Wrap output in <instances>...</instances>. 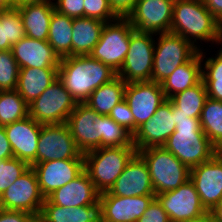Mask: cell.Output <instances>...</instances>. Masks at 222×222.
<instances>
[{"label":"cell","mask_w":222,"mask_h":222,"mask_svg":"<svg viewBox=\"0 0 222 222\" xmlns=\"http://www.w3.org/2000/svg\"><path fill=\"white\" fill-rule=\"evenodd\" d=\"M116 77V71L90 55L62 58L58 67V78L76 103H85L94 90Z\"/></svg>","instance_id":"cell-1"},{"label":"cell","mask_w":222,"mask_h":222,"mask_svg":"<svg viewBox=\"0 0 222 222\" xmlns=\"http://www.w3.org/2000/svg\"><path fill=\"white\" fill-rule=\"evenodd\" d=\"M172 114L176 128L163 147L179 161L191 169L207 162L219 151L201 129L200 119L188 118L184 113H179L173 103Z\"/></svg>","instance_id":"cell-2"},{"label":"cell","mask_w":222,"mask_h":222,"mask_svg":"<svg viewBox=\"0 0 222 222\" xmlns=\"http://www.w3.org/2000/svg\"><path fill=\"white\" fill-rule=\"evenodd\" d=\"M170 32L182 36L196 47V40L222 45V25L202 0L175 1Z\"/></svg>","instance_id":"cell-3"},{"label":"cell","mask_w":222,"mask_h":222,"mask_svg":"<svg viewBox=\"0 0 222 222\" xmlns=\"http://www.w3.org/2000/svg\"><path fill=\"white\" fill-rule=\"evenodd\" d=\"M137 153L135 147H101L83 154L84 170L96 189L109 191L128 162Z\"/></svg>","instance_id":"cell-4"},{"label":"cell","mask_w":222,"mask_h":222,"mask_svg":"<svg viewBox=\"0 0 222 222\" xmlns=\"http://www.w3.org/2000/svg\"><path fill=\"white\" fill-rule=\"evenodd\" d=\"M137 153L147 164L155 195L175 190L190 179L191 169L163 146L141 149Z\"/></svg>","instance_id":"cell-5"},{"label":"cell","mask_w":222,"mask_h":222,"mask_svg":"<svg viewBox=\"0 0 222 222\" xmlns=\"http://www.w3.org/2000/svg\"><path fill=\"white\" fill-rule=\"evenodd\" d=\"M154 47V61L151 81L162 83L178 66L190 60L199 48L178 34H159Z\"/></svg>","instance_id":"cell-6"},{"label":"cell","mask_w":222,"mask_h":222,"mask_svg":"<svg viewBox=\"0 0 222 222\" xmlns=\"http://www.w3.org/2000/svg\"><path fill=\"white\" fill-rule=\"evenodd\" d=\"M134 30L127 18L118 17L105 22L100 39L90 56L118 72L128 53L130 35Z\"/></svg>","instance_id":"cell-7"},{"label":"cell","mask_w":222,"mask_h":222,"mask_svg":"<svg viewBox=\"0 0 222 222\" xmlns=\"http://www.w3.org/2000/svg\"><path fill=\"white\" fill-rule=\"evenodd\" d=\"M76 101L59 78L29 106V116L42 125L66 123L76 107Z\"/></svg>","instance_id":"cell-8"},{"label":"cell","mask_w":222,"mask_h":222,"mask_svg":"<svg viewBox=\"0 0 222 222\" xmlns=\"http://www.w3.org/2000/svg\"><path fill=\"white\" fill-rule=\"evenodd\" d=\"M152 37L154 34L136 30L131 33L128 53L117 72L126 83L151 81L155 47Z\"/></svg>","instance_id":"cell-9"},{"label":"cell","mask_w":222,"mask_h":222,"mask_svg":"<svg viewBox=\"0 0 222 222\" xmlns=\"http://www.w3.org/2000/svg\"><path fill=\"white\" fill-rule=\"evenodd\" d=\"M44 200L45 197L40 191L37 175L30 166L0 196V208L28 212L38 218Z\"/></svg>","instance_id":"cell-10"},{"label":"cell","mask_w":222,"mask_h":222,"mask_svg":"<svg viewBox=\"0 0 222 222\" xmlns=\"http://www.w3.org/2000/svg\"><path fill=\"white\" fill-rule=\"evenodd\" d=\"M84 159L66 123L42 125L36 163L52 160Z\"/></svg>","instance_id":"cell-11"},{"label":"cell","mask_w":222,"mask_h":222,"mask_svg":"<svg viewBox=\"0 0 222 222\" xmlns=\"http://www.w3.org/2000/svg\"><path fill=\"white\" fill-rule=\"evenodd\" d=\"M173 8V0H138L127 19L137 32L158 35L170 32Z\"/></svg>","instance_id":"cell-12"},{"label":"cell","mask_w":222,"mask_h":222,"mask_svg":"<svg viewBox=\"0 0 222 222\" xmlns=\"http://www.w3.org/2000/svg\"><path fill=\"white\" fill-rule=\"evenodd\" d=\"M124 100L134 116V133L149 120L166 100L160 83L153 81L126 84Z\"/></svg>","instance_id":"cell-13"},{"label":"cell","mask_w":222,"mask_h":222,"mask_svg":"<svg viewBox=\"0 0 222 222\" xmlns=\"http://www.w3.org/2000/svg\"><path fill=\"white\" fill-rule=\"evenodd\" d=\"M155 198L167 212L170 222H182L207 212L190 179L175 190L155 195Z\"/></svg>","instance_id":"cell-14"},{"label":"cell","mask_w":222,"mask_h":222,"mask_svg":"<svg viewBox=\"0 0 222 222\" xmlns=\"http://www.w3.org/2000/svg\"><path fill=\"white\" fill-rule=\"evenodd\" d=\"M190 180L203 207L211 211L222 199V152L218 151L207 162L192 167Z\"/></svg>","instance_id":"cell-15"},{"label":"cell","mask_w":222,"mask_h":222,"mask_svg":"<svg viewBox=\"0 0 222 222\" xmlns=\"http://www.w3.org/2000/svg\"><path fill=\"white\" fill-rule=\"evenodd\" d=\"M176 124L172 114V102L166 99L155 114L133 134L136 150L161 147L175 131Z\"/></svg>","instance_id":"cell-16"},{"label":"cell","mask_w":222,"mask_h":222,"mask_svg":"<svg viewBox=\"0 0 222 222\" xmlns=\"http://www.w3.org/2000/svg\"><path fill=\"white\" fill-rule=\"evenodd\" d=\"M31 167L37 175L42 195L47 198L56 189L71 182L84 170V159L45 161Z\"/></svg>","instance_id":"cell-17"},{"label":"cell","mask_w":222,"mask_h":222,"mask_svg":"<svg viewBox=\"0 0 222 222\" xmlns=\"http://www.w3.org/2000/svg\"><path fill=\"white\" fill-rule=\"evenodd\" d=\"M41 126L42 124L37 123L29 115L4 126L14 157L28 163L30 166L36 164Z\"/></svg>","instance_id":"cell-18"},{"label":"cell","mask_w":222,"mask_h":222,"mask_svg":"<svg viewBox=\"0 0 222 222\" xmlns=\"http://www.w3.org/2000/svg\"><path fill=\"white\" fill-rule=\"evenodd\" d=\"M109 192L122 197L155 196L147 164L138 153L128 162Z\"/></svg>","instance_id":"cell-19"},{"label":"cell","mask_w":222,"mask_h":222,"mask_svg":"<svg viewBox=\"0 0 222 222\" xmlns=\"http://www.w3.org/2000/svg\"><path fill=\"white\" fill-rule=\"evenodd\" d=\"M103 222H136L155 196L122 197L109 191L100 193Z\"/></svg>","instance_id":"cell-20"},{"label":"cell","mask_w":222,"mask_h":222,"mask_svg":"<svg viewBox=\"0 0 222 222\" xmlns=\"http://www.w3.org/2000/svg\"><path fill=\"white\" fill-rule=\"evenodd\" d=\"M98 113L85 103H77L66 124L77 148L84 154L98 148Z\"/></svg>","instance_id":"cell-21"},{"label":"cell","mask_w":222,"mask_h":222,"mask_svg":"<svg viewBox=\"0 0 222 222\" xmlns=\"http://www.w3.org/2000/svg\"><path fill=\"white\" fill-rule=\"evenodd\" d=\"M11 51L20 68H58L61 60L48 41L26 36Z\"/></svg>","instance_id":"cell-22"},{"label":"cell","mask_w":222,"mask_h":222,"mask_svg":"<svg viewBox=\"0 0 222 222\" xmlns=\"http://www.w3.org/2000/svg\"><path fill=\"white\" fill-rule=\"evenodd\" d=\"M100 192L96 189L89 175L83 170L76 178L56 189L47 198L58 206L80 207L91 205L99 200Z\"/></svg>","instance_id":"cell-23"},{"label":"cell","mask_w":222,"mask_h":222,"mask_svg":"<svg viewBox=\"0 0 222 222\" xmlns=\"http://www.w3.org/2000/svg\"><path fill=\"white\" fill-rule=\"evenodd\" d=\"M38 222H103L100 199L91 205L64 207L53 204L45 198Z\"/></svg>","instance_id":"cell-24"},{"label":"cell","mask_w":222,"mask_h":222,"mask_svg":"<svg viewBox=\"0 0 222 222\" xmlns=\"http://www.w3.org/2000/svg\"><path fill=\"white\" fill-rule=\"evenodd\" d=\"M204 54L199 51L186 63L178 66L162 83V89L166 99L180 93L187 88L198 84L202 80V62Z\"/></svg>","instance_id":"cell-25"},{"label":"cell","mask_w":222,"mask_h":222,"mask_svg":"<svg viewBox=\"0 0 222 222\" xmlns=\"http://www.w3.org/2000/svg\"><path fill=\"white\" fill-rule=\"evenodd\" d=\"M22 17L26 37L47 41L54 2L26 4L15 7Z\"/></svg>","instance_id":"cell-26"},{"label":"cell","mask_w":222,"mask_h":222,"mask_svg":"<svg viewBox=\"0 0 222 222\" xmlns=\"http://www.w3.org/2000/svg\"><path fill=\"white\" fill-rule=\"evenodd\" d=\"M58 79V68H20L16 91L27 104Z\"/></svg>","instance_id":"cell-27"},{"label":"cell","mask_w":222,"mask_h":222,"mask_svg":"<svg viewBox=\"0 0 222 222\" xmlns=\"http://www.w3.org/2000/svg\"><path fill=\"white\" fill-rule=\"evenodd\" d=\"M105 22L95 18L73 19L72 56L90 55L100 39Z\"/></svg>","instance_id":"cell-28"},{"label":"cell","mask_w":222,"mask_h":222,"mask_svg":"<svg viewBox=\"0 0 222 222\" xmlns=\"http://www.w3.org/2000/svg\"><path fill=\"white\" fill-rule=\"evenodd\" d=\"M126 84L123 79L117 76L112 81L94 90L85 104L99 115L109 116L112 109L124 100Z\"/></svg>","instance_id":"cell-29"},{"label":"cell","mask_w":222,"mask_h":222,"mask_svg":"<svg viewBox=\"0 0 222 222\" xmlns=\"http://www.w3.org/2000/svg\"><path fill=\"white\" fill-rule=\"evenodd\" d=\"M73 19L56 10L51 16L47 41L60 59L72 56Z\"/></svg>","instance_id":"cell-30"},{"label":"cell","mask_w":222,"mask_h":222,"mask_svg":"<svg viewBox=\"0 0 222 222\" xmlns=\"http://www.w3.org/2000/svg\"><path fill=\"white\" fill-rule=\"evenodd\" d=\"M98 148L134 147L133 135L106 115H98Z\"/></svg>","instance_id":"cell-31"},{"label":"cell","mask_w":222,"mask_h":222,"mask_svg":"<svg viewBox=\"0 0 222 222\" xmlns=\"http://www.w3.org/2000/svg\"><path fill=\"white\" fill-rule=\"evenodd\" d=\"M201 129L211 143L222 150V101L207 98L200 115Z\"/></svg>","instance_id":"cell-32"},{"label":"cell","mask_w":222,"mask_h":222,"mask_svg":"<svg viewBox=\"0 0 222 222\" xmlns=\"http://www.w3.org/2000/svg\"><path fill=\"white\" fill-rule=\"evenodd\" d=\"M207 98L205 84L201 80L198 84L177 93L169 100L178 108L179 113H184L188 118L199 119Z\"/></svg>","instance_id":"cell-33"},{"label":"cell","mask_w":222,"mask_h":222,"mask_svg":"<svg viewBox=\"0 0 222 222\" xmlns=\"http://www.w3.org/2000/svg\"><path fill=\"white\" fill-rule=\"evenodd\" d=\"M29 115V106L16 90L0 91V126H6Z\"/></svg>","instance_id":"cell-34"},{"label":"cell","mask_w":222,"mask_h":222,"mask_svg":"<svg viewBox=\"0 0 222 222\" xmlns=\"http://www.w3.org/2000/svg\"><path fill=\"white\" fill-rule=\"evenodd\" d=\"M19 71L12 51H0V91L16 90Z\"/></svg>","instance_id":"cell-35"},{"label":"cell","mask_w":222,"mask_h":222,"mask_svg":"<svg viewBox=\"0 0 222 222\" xmlns=\"http://www.w3.org/2000/svg\"><path fill=\"white\" fill-rule=\"evenodd\" d=\"M30 165L18 158L2 160L0 163V196L10 187Z\"/></svg>","instance_id":"cell-36"},{"label":"cell","mask_w":222,"mask_h":222,"mask_svg":"<svg viewBox=\"0 0 222 222\" xmlns=\"http://www.w3.org/2000/svg\"><path fill=\"white\" fill-rule=\"evenodd\" d=\"M5 32L6 42L11 46L26 36L22 17L16 8L5 10Z\"/></svg>","instance_id":"cell-37"},{"label":"cell","mask_w":222,"mask_h":222,"mask_svg":"<svg viewBox=\"0 0 222 222\" xmlns=\"http://www.w3.org/2000/svg\"><path fill=\"white\" fill-rule=\"evenodd\" d=\"M84 17L111 22L118 17L110 8L108 0H84Z\"/></svg>","instance_id":"cell-38"},{"label":"cell","mask_w":222,"mask_h":222,"mask_svg":"<svg viewBox=\"0 0 222 222\" xmlns=\"http://www.w3.org/2000/svg\"><path fill=\"white\" fill-rule=\"evenodd\" d=\"M117 124L123 126L132 135L134 134V116L125 100L118 103L109 114Z\"/></svg>","instance_id":"cell-39"},{"label":"cell","mask_w":222,"mask_h":222,"mask_svg":"<svg viewBox=\"0 0 222 222\" xmlns=\"http://www.w3.org/2000/svg\"><path fill=\"white\" fill-rule=\"evenodd\" d=\"M206 59L202 64V80H222V48L219 49L215 58Z\"/></svg>","instance_id":"cell-40"},{"label":"cell","mask_w":222,"mask_h":222,"mask_svg":"<svg viewBox=\"0 0 222 222\" xmlns=\"http://www.w3.org/2000/svg\"><path fill=\"white\" fill-rule=\"evenodd\" d=\"M55 10L72 18L84 17V0H56Z\"/></svg>","instance_id":"cell-41"},{"label":"cell","mask_w":222,"mask_h":222,"mask_svg":"<svg viewBox=\"0 0 222 222\" xmlns=\"http://www.w3.org/2000/svg\"><path fill=\"white\" fill-rule=\"evenodd\" d=\"M136 222H170L167 212L155 198Z\"/></svg>","instance_id":"cell-42"},{"label":"cell","mask_w":222,"mask_h":222,"mask_svg":"<svg viewBox=\"0 0 222 222\" xmlns=\"http://www.w3.org/2000/svg\"><path fill=\"white\" fill-rule=\"evenodd\" d=\"M0 222H38L37 217L24 211L5 210L0 208Z\"/></svg>","instance_id":"cell-43"},{"label":"cell","mask_w":222,"mask_h":222,"mask_svg":"<svg viewBox=\"0 0 222 222\" xmlns=\"http://www.w3.org/2000/svg\"><path fill=\"white\" fill-rule=\"evenodd\" d=\"M138 0H108L110 8L119 18H127Z\"/></svg>","instance_id":"cell-44"},{"label":"cell","mask_w":222,"mask_h":222,"mask_svg":"<svg viewBox=\"0 0 222 222\" xmlns=\"http://www.w3.org/2000/svg\"><path fill=\"white\" fill-rule=\"evenodd\" d=\"M208 97L222 101V80H203Z\"/></svg>","instance_id":"cell-45"},{"label":"cell","mask_w":222,"mask_h":222,"mask_svg":"<svg viewBox=\"0 0 222 222\" xmlns=\"http://www.w3.org/2000/svg\"><path fill=\"white\" fill-rule=\"evenodd\" d=\"M11 144L6 136L5 128L0 126V160L13 158Z\"/></svg>","instance_id":"cell-46"},{"label":"cell","mask_w":222,"mask_h":222,"mask_svg":"<svg viewBox=\"0 0 222 222\" xmlns=\"http://www.w3.org/2000/svg\"><path fill=\"white\" fill-rule=\"evenodd\" d=\"M214 18L222 25V0H202Z\"/></svg>","instance_id":"cell-47"},{"label":"cell","mask_w":222,"mask_h":222,"mask_svg":"<svg viewBox=\"0 0 222 222\" xmlns=\"http://www.w3.org/2000/svg\"><path fill=\"white\" fill-rule=\"evenodd\" d=\"M12 46L6 42L5 10L0 9V51L11 50Z\"/></svg>","instance_id":"cell-48"},{"label":"cell","mask_w":222,"mask_h":222,"mask_svg":"<svg viewBox=\"0 0 222 222\" xmlns=\"http://www.w3.org/2000/svg\"><path fill=\"white\" fill-rule=\"evenodd\" d=\"M182 222H215V219L213 217L212 212L207 211L199 217L189 219V220H185V221H182Z\"/></svg>","instance_id":"cell-49"},{"label":"cell","mask_w":222,"mask_h":222,"mask_svg":"<svg viewBox=\"0 0 222 222\" xmlns=\"http://www.w3.org/2000/svg\"><path fill=\"white\" fill-rule=\"evenodd\" d=\"M215 222H222V199L219 203L211 210Z\"/></svg>","instance_id":"cell-50"},{"label":"cell","mask_w":222,"mask_h":222,"mask_svg":"<svg viewBox=\"0 0 222 222\" xmlns=\"http://www.w3.org/2000/svg\"><path fill=\"white\" fill-rule=\"evenodd\" d=\"M44 2H52L51 0H14L15 7L23 6L26 4H36V3H44Z\"/></svg>","instance_id":"cell-51"},{"label":"cell","mask_w":222,"mask_h":222,"mask_svg":"<svg viewBox=\"0 0 222 222\" xmlns=\"http://www.w3.org/2000/svg\"><path fill=\"white\" fill-rule=\"evenodd\" d=\"M15 8L14 0H0L1 10H11Z\"/></svg>","instance_id":"cell-52"},{"label":"cell","mask_w":222,"mask_h":222,"mask_svg":"<svg viewBox=\"0 0 222 222\" xmlns=\"http://www.w3.org/2000/svg\"><path fill=\"white\" fill-rule=\"evenodd\" d=\"M173 1L175 2V1H191V0H173Z\"/></svg>","instance_id":"cell-53"}]
</instances>
